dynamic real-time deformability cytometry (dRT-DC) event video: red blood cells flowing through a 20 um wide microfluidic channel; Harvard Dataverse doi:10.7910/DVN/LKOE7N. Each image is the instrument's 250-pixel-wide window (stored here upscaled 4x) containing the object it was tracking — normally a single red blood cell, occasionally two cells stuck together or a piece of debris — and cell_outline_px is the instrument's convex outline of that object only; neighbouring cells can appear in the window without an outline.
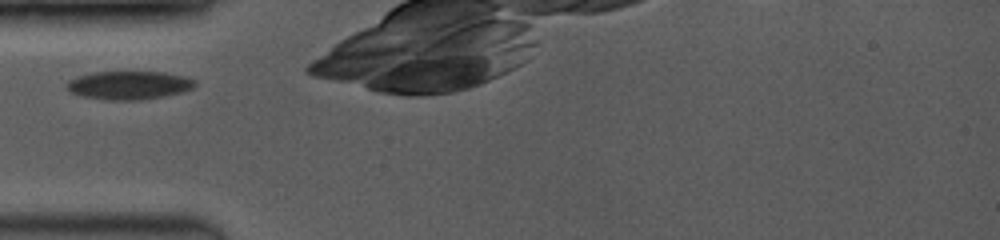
{"species": "common noctule bat (a hibernating species)", "species_latin": "Nyctalus noctula", "temperature_condition": "room temperature", "stored_images_in_passage": 27, "camera_frame_rate_fps": 3500, "um_per_image_px": 0.085, "animal": {"sex": "female", "body_mass_g": 19.0, "forearm_length_mm": 53.3}, "frame": {"image": 1, "passage_image": 1, "time_ms": 0.0, "image_size_px": [1000, 240], "cell_outline_px": [[196, 84], [192, 88], [184, 92], [140, 100], [108, 100], [84, 96], [68, 92], [64, 84], [68, 80], [76, 76], [92, 72], [164, 72], [184, 76], [196, 80]], "centroid_in_image_um": [10.93, 7.24], "position_along_channel_um": 74.1, "area_um2": 21.39}}
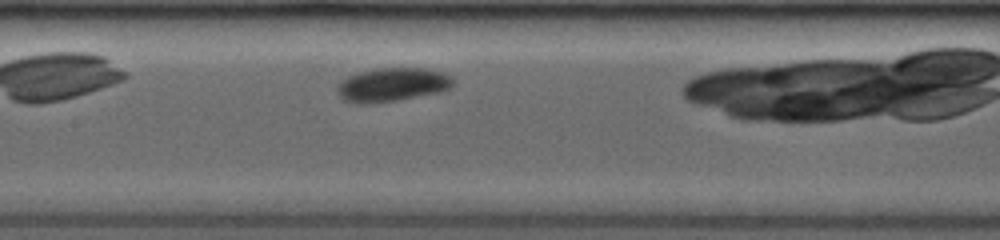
{"frame": {"image": 2, "passage_image": 8, "time_ms": 2.571, "image_size_px": [1000, 240], "cell_outline_px": [[456, 80], [448, 88], [440, 92], [396, 100], [364, 104], [356, 104], [344, 100], [336, 92], [336, 84], [348, 76], [360, 72], [376, 68], [424, 68], [444, 72], [452, 76]], "centroid_in_image_um": [33.32, 7.19], "position_along_channel_um": 174.1, "area_um2": 22.89}}
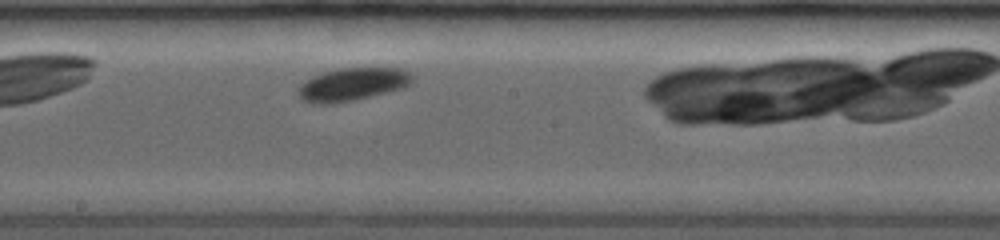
{"frame": {"image": 3, "passage_image": 12, "time_ms": 3.714, "image_size_px": [1000, 240], "cell_outline_px": [[412, 80], [404, 88], [356, 100], [328, 104], [316, 104], [304, 100], [296, 92], [300, 84], [312, 76], [340, 68], [396, 68], [408, 72], [412, 76]], "centroid_in_image_um": [29.92, 7.18], "position_along_channel_um": 218.3, "area_um2": 21.73}}